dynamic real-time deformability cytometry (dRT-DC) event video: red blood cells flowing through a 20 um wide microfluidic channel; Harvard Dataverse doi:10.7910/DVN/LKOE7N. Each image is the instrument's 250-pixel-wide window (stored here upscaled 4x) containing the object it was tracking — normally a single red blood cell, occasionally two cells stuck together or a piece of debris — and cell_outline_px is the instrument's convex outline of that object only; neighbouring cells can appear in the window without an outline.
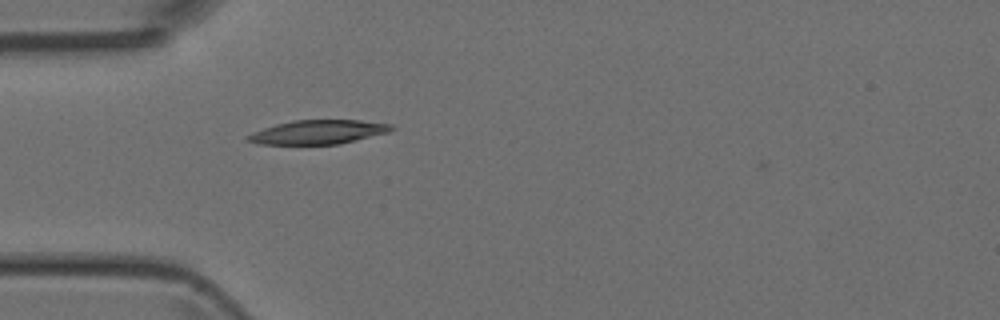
{"species": "Egyptian fruit bat (a non-hibernating species)", "species_latin": "Rousettus aegyptiacus", "temperature_condition": "room temperature", "stored_images_in_passage": 2, "camera_frame_rate_fps": 3000, "um_per_image_px": 0.085, "animal": {"sex": "female"}, "frame": {"image": 1, "passage_image": 1, "time_ms": 0.0, "image_size_px": [1000, 320], "cell_outline_px": [[396, 128], [388, 132], [340, 144], [256, 144], [244, 140], [244, 136], [252, 132], [276, 124], [292, 120], [360, 120], [392, 124]], "centroid_in_image_um": [27.0, 11.22], "position_along_channel_um": 58.0, "area_um2": 20.23}}